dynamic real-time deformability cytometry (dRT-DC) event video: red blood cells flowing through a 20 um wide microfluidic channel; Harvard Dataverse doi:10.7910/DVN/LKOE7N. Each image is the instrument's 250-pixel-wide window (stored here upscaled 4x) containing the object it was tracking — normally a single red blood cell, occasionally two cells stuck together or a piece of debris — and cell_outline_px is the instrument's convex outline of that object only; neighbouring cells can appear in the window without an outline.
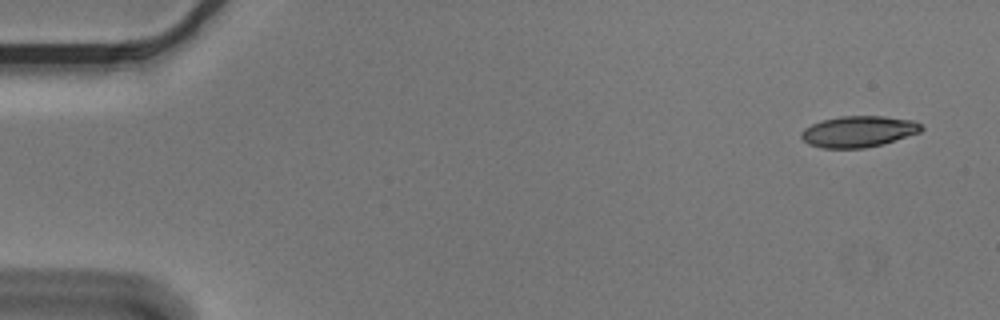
{"species": "Egyptian fruit bat (a non-hibernating species)", "species_latin": "Rousettus aegyptiacus", "temperature_condition": "cold", "stored_images_in_passage": 4, "camera_frame_rate_fps": 3000, "um_per_image_px": 0.085, "animal": {"sex": "male"}, "frame": {"image": 1, "passage_image": 1, "time_ms": 0.0, "image_size_px": [1000, 320], "cell_outline_px": [[924, 128], [920, 132], [880, 144], [864, 148], [820, 148], [808, 144], [800, 136], [800, 132], [804, 128], [820, 120], [840, 116], [884, 116], [912, 120], [920, 124]], "centroid_in_image_um": [72.92, 11.17], "position_along_channel_um": 12.1, "area_um2": 21.73}}
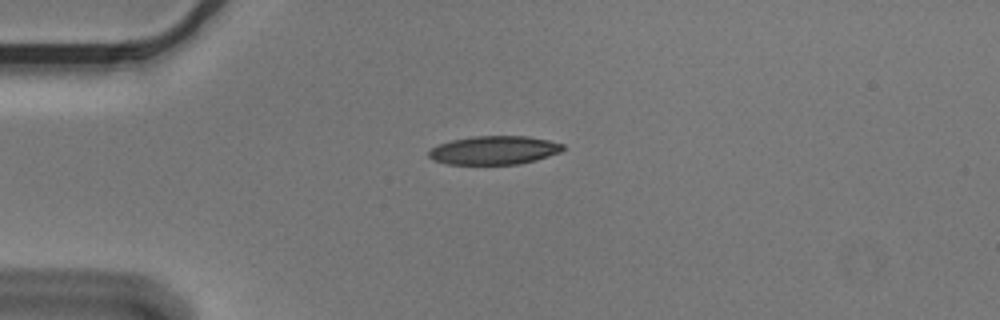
{"frame": {"image": 2, "passage_image": 4, "time_ms": 1.0, "image_size_px": [1000, 320], "cell_outline_px": [[564, 148], [560, 152], [536, 160], [520, 164], [448, 164], [432, 160], [428, 156], [428, 152], [432, 148], [440, 144], [452, 140], [472, 136], [528, 136], [548, 140], [564, 144]], "centroid_in_image_um": [42.0, 12.77], "position_along_channel_um": 43.0, "area_um2": 22.31}}